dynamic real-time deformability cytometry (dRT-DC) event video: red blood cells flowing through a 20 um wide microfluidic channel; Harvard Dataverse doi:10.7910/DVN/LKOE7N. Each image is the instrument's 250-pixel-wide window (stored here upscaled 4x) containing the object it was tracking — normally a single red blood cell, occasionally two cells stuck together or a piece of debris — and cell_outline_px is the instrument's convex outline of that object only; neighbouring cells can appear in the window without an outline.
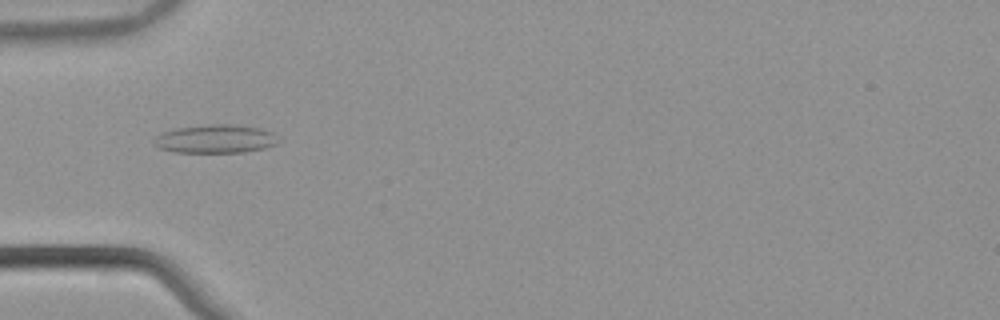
{"species": "common noctule bat (a hibernating species)", "species_latin": "Nyctalus noctula", "temperature_condition": "warm", "stored_images_in_passage": 52, "camera_frame_rate_fps": 3000, "um_per_image_px": 0.085, "animal": {"sex": "male", "body_mass_g": 21.5, "forearm_length_mm": 52.0}, "frame": {"image": 1, "passage_image": 17, "time_ms": 5.333, "image_size_px": [1000, 320], "cell_outline_px": [[280, 140], [276, 144], [264, 148], [244, 152], [172, 152], [160, 148], [156, 144], [156, 136], [164, 132], [176, 128], [208, 124], [232, 124], [260, 128], [272, 132]], "centroid_in_image_um": [18.36, 11.8], "position_along_channel_um": 66.6, "area_um2": 20.46}}
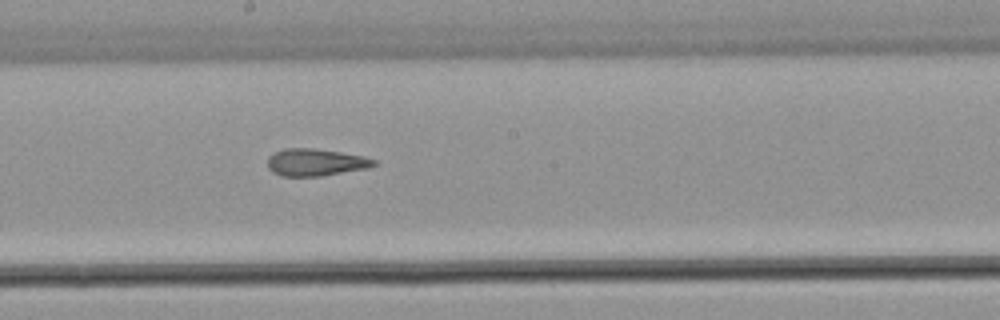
{"frame": {"image": 2, "passage_image": 29, "time_ms": 9.333, "image_size_px": [1000, 320], "cell_outline_px": [[376, 164], [368, 168], [320, 176], [280, 176], [272, 172], [268, 168], [268, 156], [284, 148], [312, 148], [340, 152], [364, 156], [376, 160]], "centroid_in_image_um": [26.81, 13.8], "position_along_channel_um": 221.4, "area_um2": 16.82}}
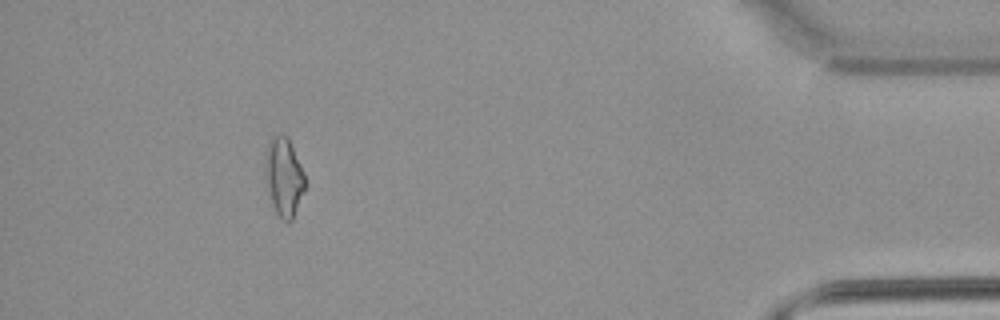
{"frame": {"image": 3, "passage_image": 48, "time_ms": 15.667, "image_size_px": [1000, 320], "cell_outline_px": [[304, 188], [292, 220], [284, 220], [276, 212], [268, 188], [264, 168], [264, 160], [268, 144], [272, 136], [280, 132], [288, 136], [300, 164], [304, 176]], "centroid_in_image_um": [24.11, 14.94], "position_along_channel_um": 411.1, "area_um2": 17.74}, "authors_computed_cell_mechanics": {"area_um2": 17.5134, "velocity_mm_per_s": 3.8878, "shape_relaxation_time_tau1_ms": null, "shape_relaxation_time_tau2_ms": 3.5352, "deformation_change_tau1": null, "deformation_change_tau2": 0.1283}}